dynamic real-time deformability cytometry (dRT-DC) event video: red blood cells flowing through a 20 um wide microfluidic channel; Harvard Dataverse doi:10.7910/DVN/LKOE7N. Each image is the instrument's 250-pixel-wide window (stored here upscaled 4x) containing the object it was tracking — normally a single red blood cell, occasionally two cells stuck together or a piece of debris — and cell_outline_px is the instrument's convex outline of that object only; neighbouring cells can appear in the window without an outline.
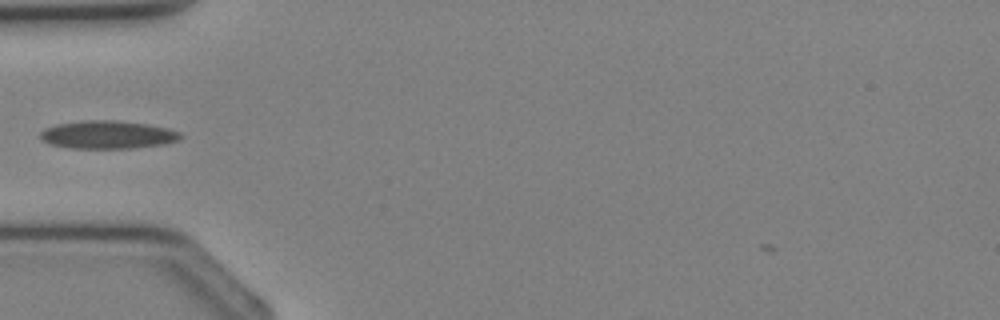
{"species": "Egyptian fruit bat (a non-hibernating species)", "species_latin": "Rousettus aegyptiacus", "temperature_condition": "cold", "stored_images_in_passage": 22, "camera_frame_rate_fps": 3000, "um_per_image_px": 0.085, "animal": {"sex": "female"}, "frame": {"image": 1, "passage_image": 5, "time_ms": 1.333, "image_size_px": [1000, 320], "cell_outline_px": [[184, 136], [180, 140], [164, 144], [136, 148], [72, 148], [52, 144], [44, 140], [40, 136], [40, 132], [44, 128], [56, 124], [84, 120], [116, 120], [148, 124], [168, 128], [180, 132]], "centroid_in_image_um": [9.21, 11.44], "position_along_channel_um": 75.8, "area_um2": 23.0}}
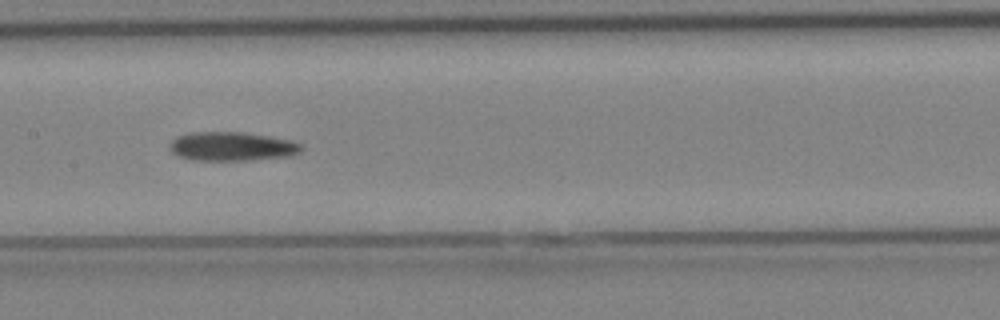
{"frame": {"image": 2, "passage_image": 11, "time_ms": 3.333, "image_size_px": [1000, 320], "cell_outline_px": [[304, 148], [300, 152], [288, 156], [248, 160], [192, 160], [180, 156], [172, 152], [168, 148], [168, 144], [176, 136], [188, 132], [244, 132], [292, 140], [300, 144]], "centroid_in_image_um": [19.68, 12.43], "position_along_channel_um": 187.7, "area_um2": 22.31}}
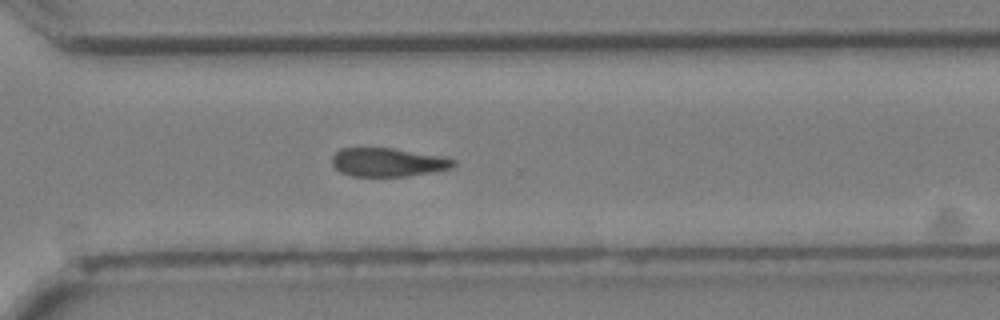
{"frame": {"image": 3, "passage_image": 19, "time_ms": 6.0, "image_size_px": [1000, 320], "cell_outline_px": [[456, 164], [452, 168], [436, 172], [408, 176], [352, 176], [340, 172], [332, 164], [332, 156], [340, 148], [392, 148], [444, 156], [456, 160]], "centroid_in_image_um": [33.01, 13.79], "position_along_channel_um": 337.6, "area_um2": 20.46}}